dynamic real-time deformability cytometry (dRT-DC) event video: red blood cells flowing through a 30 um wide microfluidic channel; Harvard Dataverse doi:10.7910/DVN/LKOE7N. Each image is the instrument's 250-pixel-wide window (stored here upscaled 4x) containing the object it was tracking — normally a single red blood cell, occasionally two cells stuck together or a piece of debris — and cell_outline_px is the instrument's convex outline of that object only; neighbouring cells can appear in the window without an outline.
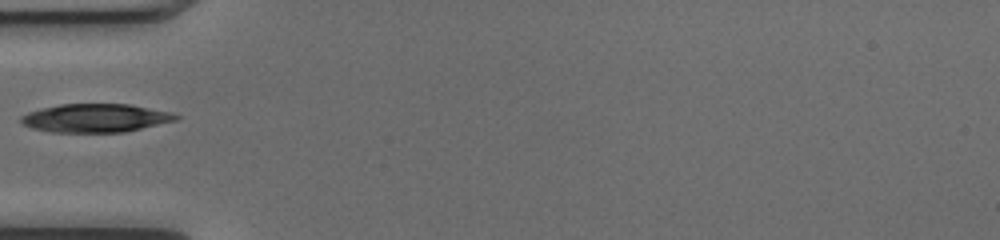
{"species": "common noctule bat (a hibernating species)", "species_latin": "Nyctalus noctula", "temperature_condition": "cold", "stored_images_in_passage": 33, "camera_frame_rate_fps": 3000, "um_per_image_px": 0.085, "animal": {"sex": "female", "body_mass_g": 17.0, "forearm_length_mm": 48.0}, "frame": {"image": 1, "passage_image": 1, "time_ms": 0.0, "image_size_px": [1000, 240], "cell_outline_px": [[180, 116], [176, 120], [124, 132], [52, 132], [32, 128], [24, 124], [20, 120], [20, 116], [28, 112], [40, 108], [60, 104], [128, 104], [172, 112]], "centroid_in_image_um": [8.1, 10.03], "position_along_channel_um": 76.9, "area_um2": 25.55}}
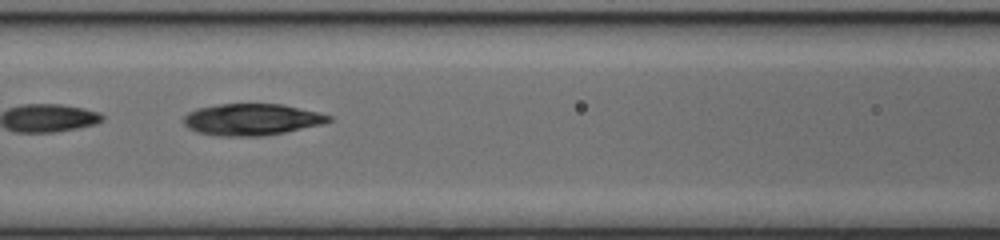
{"frame": {"image": 2, "passage_image": 6, "time_ms": 1.667, "image_size_px": [1000, 240], "cell_outline_px": [[332, 120], [320, 124], [284, 132], [260, 136], [216, 136], [196, 132], [188, 128], [184, 124], [184, 116], [188, 112], [196, 108], [220, 104], [280, 104], [320, 112], [332, 116]], "centroid_in_image_um": [21.36, 10.15], "position_along_channel_um": 145.2, "area_um2": 26.65}}